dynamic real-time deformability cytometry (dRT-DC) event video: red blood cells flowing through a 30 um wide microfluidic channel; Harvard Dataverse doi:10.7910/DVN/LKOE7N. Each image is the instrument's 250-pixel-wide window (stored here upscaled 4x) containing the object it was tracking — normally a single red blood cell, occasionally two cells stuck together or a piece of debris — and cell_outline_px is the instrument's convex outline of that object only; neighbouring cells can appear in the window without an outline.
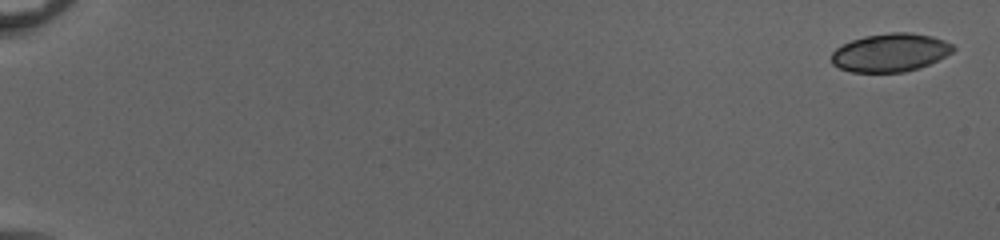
{"species": "common noctule bat (a hibernating species)", "species_latin": "Nyctalus noctula", "temperature_condition": "cold", "stored_images_in_passage": 55, "camera_frame_rate_fps": 3000, "um_per_image_px": 0.085, "animal": {"sex": "female", "body_mass_g": 20.0, "forearm_length_mm": 54.0}, "frame": {"image": 1, "passage_image": 1, "time_ms": 0.0, "image_size_px": [1000, 240], "cell_outline_px": [[956, 48], [952, 52], [920, 68], [904, 72], [852, 72], [840, 68], [832, 64], [832, 52], [836, 48], [852, 40], [864, 36], [888, 32], [908, 32], [932, 36], [944, 40], [952, 44]], "centroid_in_image_um": [75.67, 4.46], "position_along_channel_um": 9.3, "area_um2": 27.05}}
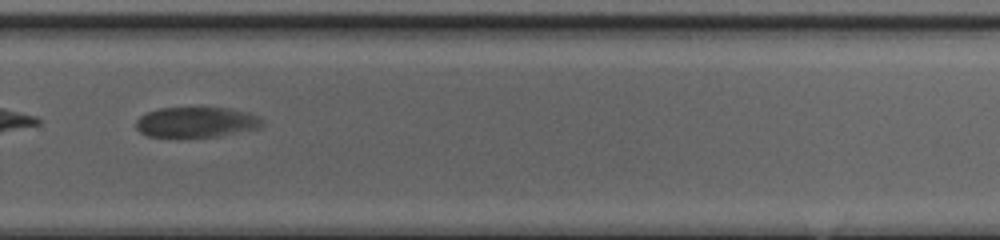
{"frame": {"image": 2, "passage_image": 40, "time_ms": 13.0, "image_size_px": [1000, 240], "cell_outline_px": [[264, 124], [260, 128], [216, 136], [148, 136], [140, 132], [136, 128], [136, 120], [140, 116], [148, 112], [160, 108], [228, 108], [248, 112], [260, 116], [264, 120]], "centroid_in_image_um": [16.73, 10.37], "position_along_channel_um": 313.1, "area_um2": 22.14}}
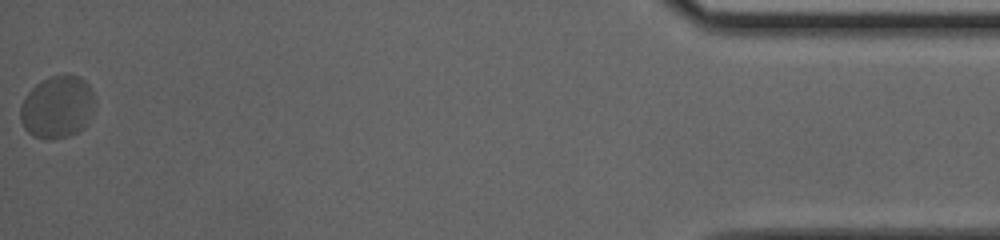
{"frame": {"image": 3, "passage_image": 55, "time_ms": 18.0, "image_size_px": [1000, 240], "cell_outline_px": [[96, 104], [84, 124], [76, 132], [68, 136], [32, 136], [24, 128], [20, 120], [20, 108], [28, 92], [36, 84], [48, 76], [68, 72], [80, 76], [88, 84], [96, 100]], "centroid_in_image_um": [4.87, 9.0], "position_along_channel_um": 430.3, "area_um2": 26.76}, "authors_computed_cell_mechanics": {"area_um2": 26.6458, "velocity_mm_per_s": 3.9171, "shape_relaxation_time_tau1_ms": 2.3307, "shape_relaxation_time_tau2_ms": null, "deformation_change_tau1": 0.2435, "deformation_change_tau2": null}}